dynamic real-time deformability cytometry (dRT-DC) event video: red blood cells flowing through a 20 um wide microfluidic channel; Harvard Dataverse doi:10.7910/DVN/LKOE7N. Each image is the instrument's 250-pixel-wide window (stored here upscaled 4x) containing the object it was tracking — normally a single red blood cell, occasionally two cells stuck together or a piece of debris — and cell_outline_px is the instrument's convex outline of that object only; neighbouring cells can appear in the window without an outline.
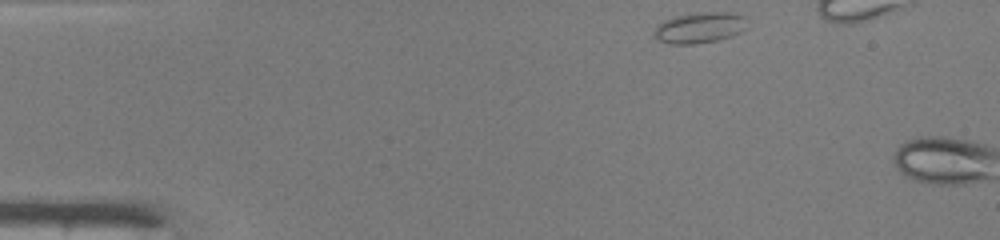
{"species": "common noctule bat (a hibernating species)", "species_latin": "Nyctalus noctula", "temperature_condition": "warm", "stored_images_in_passage": 2, "camera_frame_rate_fps": 3000, "um_per_image_px": 0.085, "animal": {"sex": "male", "body_mass_g": 19.0, "forearm_length_mm": 50.8}, "frame": {"image": 1, "passage_image": 1, "time_ms": 0.0, "image_size_px": [1000, 240], "cell_outline_px": [[748, 28], [732, 36], [720, 40], [692, 44], [668, 44], [660, 40], [656, 36], [656, 28], [664, 20], [672, 16], [696, 12], [732, 12], [744, 16]], "centroid_in_image_um": [59.53, 2.34], "position_along_channel_um": 25.5, "area_um2": 16.82}}